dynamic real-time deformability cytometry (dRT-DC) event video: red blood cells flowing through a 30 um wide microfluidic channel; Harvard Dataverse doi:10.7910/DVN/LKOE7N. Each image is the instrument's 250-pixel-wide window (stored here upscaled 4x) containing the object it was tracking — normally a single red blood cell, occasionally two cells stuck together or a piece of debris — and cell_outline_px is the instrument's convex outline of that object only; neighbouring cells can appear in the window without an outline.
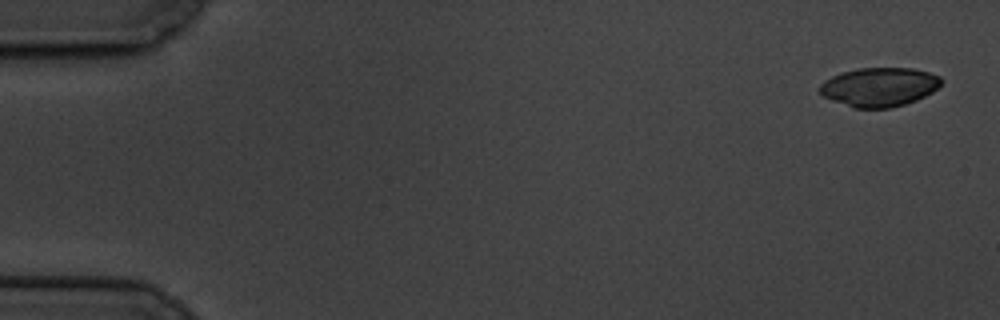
{"species": "common noctule bat (a hibernating species)", "species_latin": "Nyctalus noctula", "temperature_condition": "cold", "stored_images_in_passage": 7, "camera_frame_rate_fps": 3000, "um_per_image_px": 0.085, "animal": {"sex": "male", "body_mass_g": 19.5, "forearm_length_mm": 54.6}, "frame": {"image": 1, "passage_image": 1, "time_ms": 0.0, "image_size_px": [1000, 320], "cell_outline_px": [[944, 80], [932, 92], [916, 100], [904, 104], [888, 108], [852, 108], [832, 100], [824, 96], [816, 88], [824, 80], [840, 72], [860, 68], [912, 68], [928, 72], [940, 76]], "centroid_in_image_um": [74.71, 7.39], "position_along_channel_um": 10.3, "area_um2": 27.69}}
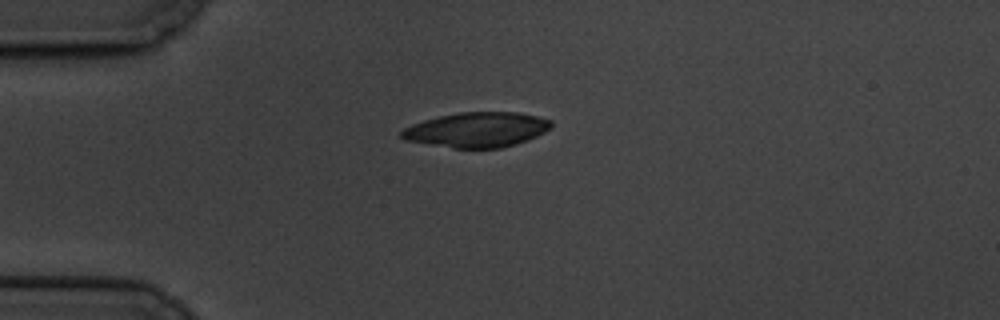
{"frame": {"image": 2, "passage_image": 4, "time_ms": 4.333, "image_size_px": [1000, 320], "cell_outline_px": [[552, 128], [528, 140], [516, 144], [500, 148], [452, 148], [404, 140], [400, 136], [400, 132], [404, 128], [412, 124], [424, 120], [440, 116], [460, 112], [516, 112], [536, 116], [552, 120]], "centroid_in_image_um": [40.54, 11.03], "position_along_channel_um": 44.5, "area_um2": 30.52}}